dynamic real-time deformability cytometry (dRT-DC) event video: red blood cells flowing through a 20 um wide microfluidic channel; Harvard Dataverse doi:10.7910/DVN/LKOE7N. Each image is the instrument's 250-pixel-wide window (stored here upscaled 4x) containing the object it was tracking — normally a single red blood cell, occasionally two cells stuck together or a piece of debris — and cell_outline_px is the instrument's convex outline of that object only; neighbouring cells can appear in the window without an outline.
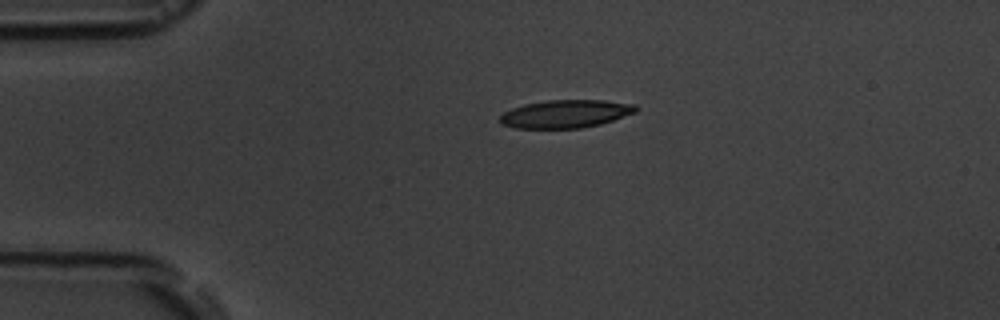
{"species": "common noctule bat (a hibernating species)", "species_latin": "Nyctalus noctula", "temperature_condition": "room temperature", "stored_images_in_passage": 2, "camera_frame_rate_fps": 3000, "um_per_image_px": 0.085, "animal": {"sex": "male", "body_mass_g": 19.5, "forearm_length_mm": 54.6}, "frame": {"image": 1, "passage_image": 1, "time_ms": 0.0, "image_size_px": [1000, 320], "cell_outline_px": [[640, 108], [636, 112], [600, 124], [580, 128], [516, 128], [500, 124], [500, 116], [504, 112], [512, 108], [524, 104], [548, 100], [604, 100], [636, 104]], "centroid_in_image_um": [48.09, 9.67], "position_along_channel_um": 36.9, "area_um2": 22.2}}